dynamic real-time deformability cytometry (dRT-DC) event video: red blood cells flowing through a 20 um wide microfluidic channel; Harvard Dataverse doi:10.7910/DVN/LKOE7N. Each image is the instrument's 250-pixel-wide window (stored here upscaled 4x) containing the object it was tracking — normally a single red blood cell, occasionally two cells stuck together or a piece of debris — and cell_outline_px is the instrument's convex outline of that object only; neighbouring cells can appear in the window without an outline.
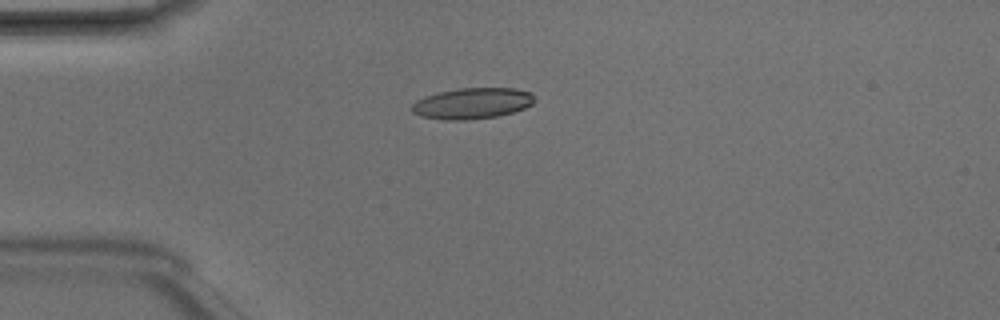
{"species": "Egyptian fruit bat (a non-hibernating species)", "species_latin": "Rousettus aegyptiacus", "temperature_condition": "room temperature", "stored_images_in_passage": 3, "camera_frame_rate_fps": 3000, "um_per_image_px": 0.085, "animal": {"sex": "male"}, "frame": {"image": 1, "passage_image": 3, "time_ms": 0.667, "image_size_px": [1000, 320], "cell_outline_px": [[536, 100], [532, 104], [524, 108], [512, 112], [496, 116], [468, 120], [444, 120], [420, 116], [412, 112], [412, 104], [416, 100], [424, 96], [440, 92], [460, 88], [516, 88], [532, 92], [536, 96]], "centroid_in_image_um": [40.16, 8.78], "position_along_channel_um": 44.8, "area_um2": 22.31}}